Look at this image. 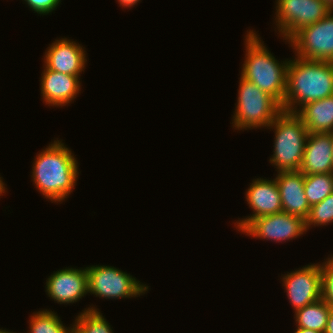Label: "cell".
<instances>
[{"label":"cell","mask_w":333,"mask_h":333,"mask_svg":"<svg viewBox=\"0 0 333 333\" xmlns=\"http://www.w3.org/2000/svg\"><path fill=\"white\" fill-rule=\"evenodd\" d=\"M324 333H333V308L330 310Z\"/></svg>","instance_id":"d4e9b609"},{"label":"cell","mask_w":333,"mask_h":333,"mask_svg":"<svg viewBox=\"0 0 333 333\" xmlns=\"http://www.w3.org/2000/svg\"><path fill=\"white\" fill-rule=\"evenodd\" d=\"M330 10H333V0H323Z\"/></svg>","instance_id":"f1b7e54d"},{"label":"cell","mask_w":333,"mask_h":333,"mask_svg":"<svg viewBox=\"0 0 333 333\" xmlns=\"http://www.w3.org/2000/svg\"><path fill=\"white\" fill-rule=\"evenodd\" d=\"M246 191V201L253 210L249 217L236 221L238 231H242L253 219L283 211L281 197L276 180L253 179Z\"/></svg>","instance_id":"8fae6325"},{"label":"cell","mask_w":333,"mask_h":333,"mask_svg":"<svg viewBox=\"0 0 333 333\" xmlns=\"http://www.w3.org/2000/svg\"><path fill=\"white\" fill-rule=\"evenodd\" d=\"M306 221V229L311 225L321 226L333 222V193L329 194L320 203L310 207V212Z\"/></svg>","instance_id":"7402d4cb"},{"label":"cell","mask_w":333,"mask_h":333,"mask_svg":"<svg viewBox=\"0 0 333 333\" xmlns=\"http://www.w3.org/2000/svg\"><path fill=\"white\" fill-rule=\"evenodd\" d=\"M140 0H117L119 2L120 6L123 8H131L134 5H136Z\"/></svg>","instance_id":"484cf974"},{"label":"cell","mask_w":333,"mask_h":333,"mask_svg":"<svg viewBox=\"0 0 333 333\" xmlns=\"http://www.w3.org/2000/svg\"><path fill=\"white\" fill-rule=\"evenodd\" d=\"M304 192L309 206L333 193V173L304 175Z\"/></svg>","instance_id":"d6986e66"},{"label":"cell","mask_w":333,"mask_h":333,"mask_svg":"<svg viewBox=\"0 0 333 333\" xmlns=\"http://www.w3.org/2000/svg\"><path fill=\"white\" fill-rule=\"evenodd\" d=\"M276 1L277 30L286 41H289L302 28L318 22L331 11L323 0Z\"/></svg>","instance_id":"ba28073f"},{"label":"cell","mask_w":333,"mask_h":333,"mask_svg":"<svg viewBox=\"0 0 333 333\" xmlns=\"http://www.w3.org/2000/svg\"><path fill=\"white\" fill-rule=\"evenodd\" d=\"M2 177H0V196L5 193V185H4V182L3 180L1 179Z\"/></svg>","instance_id":"83f0119b"},{"label":"cell","mask_w":333,"mask_h":333,"mask_svg":"<svg viewBox=\"0 0 333 333\" xmlns=\"http://www.w3.org/2000/svg\"><path fill=\"white\" fill-rule=\"evenodd\" d=\"M274 129L273 156L269 162L279 171H299L309 132L295 114L282 111L268 126Z\"/></svg>","instance_id":"277c9868"},{"label":"cell","mask_w":333,"mask_h":333,"mask_svg":"<svg viewBox=\"0 0 333 333\" xmlns=\"http://www.w3.org/2000/svg\"><path fill=\"white\" fill-rule=\"evenodd\" d=\"M321 269V299L333 308V256L320 264Z\"/></svg>","instance_id":"603a6c76"},{"label":"cell","mask_w":333,"mask_h":333,"mask_svg":"<svg viewBox=\"0 0 333 333\" xmlns=\"http://www.w3.org/2000/svg\"><path fill=\"white\" fill-rule=\"evenodd\" d=\"M238 100L233 116V128L267 127L283 111L281 105L258 86L240 76Z\"/></svg>","instance_id":"5b68a950"},{"label":"cell","mask_w":333,"mask_h":333,"mask_svg":"<svg viewBox=\"0 0 333 333\" xmlns=\"http://www.w3.org/2000/svg\"><path fill=\"white\" fill-rule=\"evenodd\" d=\"M306 221L284 211L253 219L241 232L254 238L283 242L306 233Z\"/></svg>","instance_id":"9c48e42d"},{"label":"cell","mask_w":333,"mask_h":333,"mask_svg":"<svg viewBox=\"0 0 333 333\" xmlns=\"http://www.w3.org/2000/svg\"><path fill=\"white\" fill-rule=\"evenodd\" d=\"M48 296L60 304L79 301L88 294V274L84 269L65 268L57 270L46 280Z\"/></svg>","instance_id":"7c38bea8"},{"label":"cell","mask_w":333,"mask_h":333,"mask_svg":"<svg viewBox=\"0 0 333 333\" xmlns=\"http://www.w3.org/2000/svg\"><path fill=\"white\" fill-rule=\"evenodd\" d=\"M333 95V62L290 60L282 110L295 113L304 104Z\"/></svg>","instance_id":"7a4b0ae2"},{"label":"cell","mask_w":333,"mask_h":333,"mask_svg":"<svg viewBox=\"0 0 333 333\" xmlns=\"http://www.w3.org/2000/svg\"><path fill=\"white\" fill-rule=\"evenodd\" d=\"M295 114L309 133L333 132V95L301 106Z\"/></svg>","instance_id":"e0dca14e"},{"label":"cell","mask_w":333,"mask_h":333,"mask_svg":"<svg viewBox=\"0 0 333 333\" xmlns=\"http://www.w3.org/2000/svg\"><path fill=\"white\" fill-rule=\"evenodd\" d=\"M289 302L294 311L321 299L320 264L303 266L282 278Z\"/></svg>","instance_id":"30bf717a"},{"label":"cell","mask_w":333,"mask_h":333,"mask_svg":"<svg viewBox=\"0 0 333 333\" xmlns=\"http://www.w3.org/2000/svg\"><path fill=\"white\" fill-rule=\"evenodd\" d=\"M0 333H14V332H9V331H7V330H3V329H0Z\"/></svg>","instance_id":"f546056e"},{"label":"cell","mask_w":333,"mask_h":333,"mask_svg":"<svg viewBox=\"0 0 333 333\" xmlns=\"http://www.w3.org/2000/svg\"><path fill=\"white\" fill-rule=\"evenodd\" d=\"M96 307H89L75 319L73 333H114L111 326Z\"/></svg>","instance_id":"ffe728a7"},{"label":"cell","mask_w":333,"mask_h":333,"mask_svg":"<svg viewBox=\"0 0 333 333\" xmlns=\"http://www.w3.org/2000/svg\"><path fill=\"white\" fill-rule=\"evenodd\" d=\"M30 317L28 333H73V326L65 327L54 311L44 309Z\"/></svg>","instance_id":"44dd1931"},{"label":"cell","mask_w":333,"mask_h":333,"mask_svg":"<svg viewBox=\"0 0 333 333\" xmlns=\"http://www.w3.org/2000/svg\"><path fill=\"white\" fill-rule=\"evenodd\" d=\"M88 293L105 299L138 297L148 291V285L141 284L132 275L118 268L104 265L86 267Z\"/></svg>","instance_id":"8992f818"},{"label":"cell","mask_w":333,"mask_h":333,"mask_svg":"<svg viewBox=\"0 0 333 333\" xmlns=\"http://www.w3.org/2000/svg\"><path fill=\"white\" fill-rule=\"evenodd\" d=\"M255 31L245 37V61L241 76L272 96L283 108L289 59L281 63L265 47Z\"/></svg>","instance_id":"3957f363"},{"label":"cell","mask_w":333,"mask_h":333,"mask_svg":"<svg viewBox=\"0 0 333 333\" xmlns=\"http://www.w3.org/2000/svg\"><path fill=\"white\" fill-rule=\"evenodd\" d=\"M299 171L304 175L333 173L332 133H309Z\"/></svg>","instance_id":"9a60e30c"},{"label":"cell","mask_w":333,"mask_h":333,"mask_svg":"<svg viewBox=\"0 0 333 333\" xmlns=\"http://www.w3.org/2000/svg\"><path fill=\"white\" fill-rule=\"evenodd\" d=\"M288 42L298 58L333 62V10L299 30Z\"/></svg>","instance_id":"52a82bcc"},{"label":"cell","mask_w":333,"mask_h":333,"mask_svg":"<svg viewBox=\"0 0 333 333\" xmlns=\"http://www.w3.org/2000/svg\"><path fill=\"white\" fill-rule=\"evenodd\" d=\"M276 175L283 211L306 220L310 212L301 171H279Z\"/></svg>","instance_id":"2e32d148"},{"label":"cell","mask_w":333,"mask_h":333,"mask_svg":"<svg viewBox=\"0 0 333 333\" xmlns=\"http://www.w3.org/2000/svg\"><path fill=\"white\" fill-rule=\"evenodd\" d=\"M294 333H321L315 330L297 327Z\"/></svg>","instance_id":"4316f807"},{"label":"cell","mask_w":333,"mask_h":333,"mask_svg":"<svg viewBox=\"0 0 333 333\" xmlns=\"http://www.w3.org/2000/svg\"><path fill=\"white\" fill-rule=\"evenodd\" d=\"M62 140H54L34 159L32 178L36 189L46 199L63 202L78 179V162Z\"/></svg>","instance_id":"6da1fadb"},{"label":"cell","mask_w":333,"mask_h":333,"mask_svg":"<svg viewBox=\"0 0 333 333\" xmlns=\"http://www.w3.org/2000/svg\"><path fill=\"white\" fill-rule=\"evenodd\" d=\"M43 68L40 83L43 102L56 107L72 102L81 91L80 77Z\"/></svg>","instance_id":"5bb4252c"},{"label":"cell","mask_w":333,"mask_h":333,"mask_svg":"<svg viewBox=\"0 0 333 333\" xmlns=\"http://www.w3.org/2000/svg\"><path fill=\"white\" fill-rule=\"evenodd\" d=\"M44 66L52 71L80 76L85 69L86 53L81 44L68 38L55 40L44 55Z\"/></svg>","instance_id":"4fadbf2b"},{"label":"cell","mask_w":333,"mask_h":333,"mask_svg":"<svg viewBox=\"0 0 333 333\" xmlns=\"http://www.w3.org/2000/svg\"><path fill=\"white\" fill-rule=\"evenodd\" d=\"M34 13L47 15L57 9L61 0H24Z\"/></svg>","instance_id":"cb8c5ba5"},{"label":"cell","mask_w":333,"mask_h":333,"mask_svg":"<svg viewBox=\"0 0 333 333\" xmlns=\"http://www.w3.org/2000/svg\"><path fill=\"white\" fill-rule=\"evenodd\" d=\"M331 309L323 299L308 304L294 312L296 325L324 333Z\"/></svg>","instance_id":"ac0fdd59"}]
</instances>
